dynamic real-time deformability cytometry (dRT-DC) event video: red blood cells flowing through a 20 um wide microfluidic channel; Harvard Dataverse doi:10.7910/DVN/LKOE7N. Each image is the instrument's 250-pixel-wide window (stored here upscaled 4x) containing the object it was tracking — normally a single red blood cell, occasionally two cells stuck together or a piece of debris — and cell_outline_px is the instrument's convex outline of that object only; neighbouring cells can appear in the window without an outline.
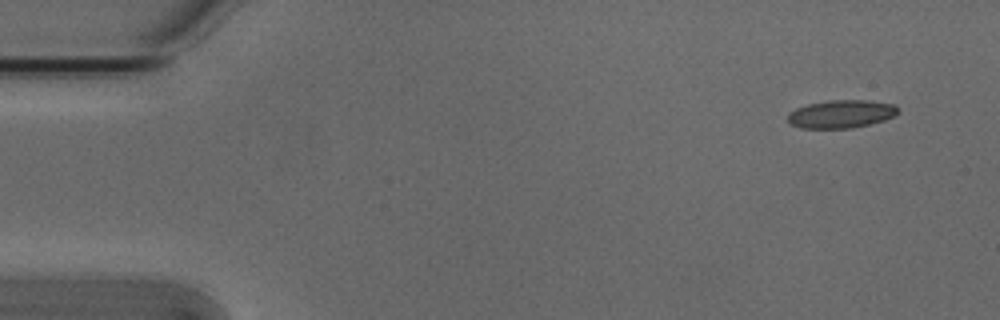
{"species": "Egyptian fruit bat (a non-hibernating species)", "species_latin": "Rousettus aegyptiacus", "temperature_condition": "cold", "stored_images_in_passage": 5, "camera_frame_rate_fps": 3000, "um_per_image_px": 0.085, "animal": {"sex": "male"}, "frame": {"image": 1, "passage_image": 1, "time_ms": 0.0, "image_size_px": [1000, 320], "cell_outline_px": [[900, 112], [884, 120], [852, 128], [800, 128], [792, 124], [788, 120], [788, 112], [796, 108], [808, 104], [828, 100], [868, 100], [892, 104], [900, 108]], "centroid_in_image_um": [71.5, 9.68], "position_along_channel_um": 13.5, "area_um2": 17.98}}
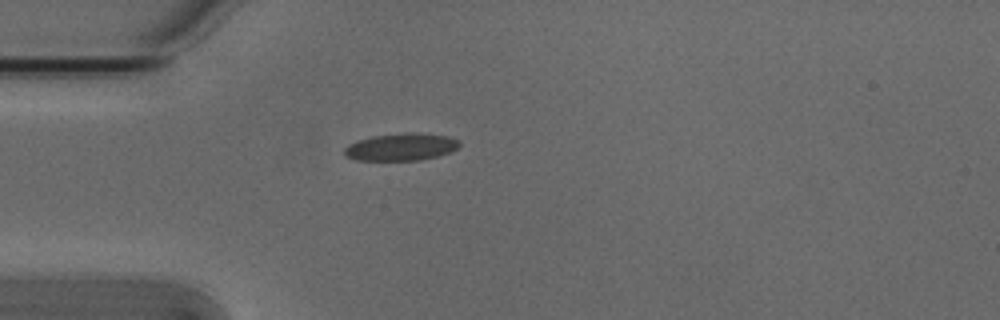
{"frame": {"image": 2, "passage_image": 4, "time_ms": 1.0, "image_size_px": [1000, 320], "cell_outline_px": [[460, 144], [452, 152], [440, 156], [420, 160], [356, 160], [344, 156], [344, 148], [348, 144], [372, 136], [404, 132], [412, 132], [448, 136], [460, 140]], "centroid_in_image_um": [34.11, 12.49], "position_along_channel_um": 50.9, "area_um2": 18.5}}